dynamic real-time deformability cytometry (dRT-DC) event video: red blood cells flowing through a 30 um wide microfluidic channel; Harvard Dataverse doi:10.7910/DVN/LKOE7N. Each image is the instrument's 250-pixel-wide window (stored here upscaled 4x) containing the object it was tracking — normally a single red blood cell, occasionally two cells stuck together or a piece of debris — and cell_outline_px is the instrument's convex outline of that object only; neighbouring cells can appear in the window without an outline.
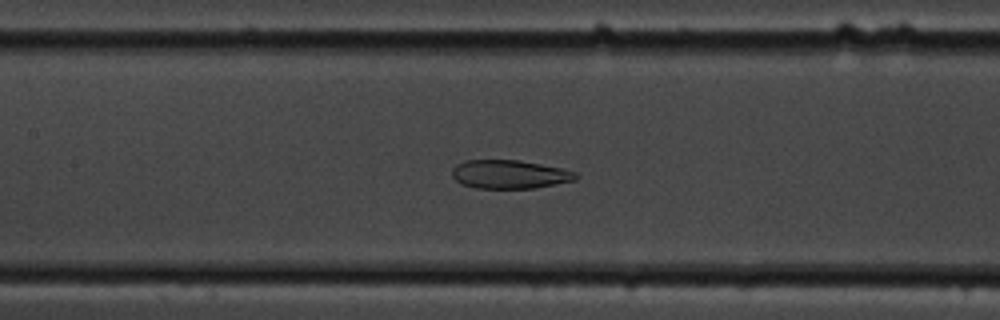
{"species": "common noctule bat (a hibernating species)", "species_latin": "Nyctalus noctula", "temperature_condition": "cold", "stored_images_in_passage": 59, "camera_frame_rate_fps": 3000, "um_per_image_px": 0.085, "animal": {"sex": "male", "body_mass_g": 19.5, "forearm_length_mm": 54.6}, "frame": {"image": 1, "passage_image": 28, "time_ms": 9.0, "image_size_px": [1000, 320], "cell_outline_px": [[580, 176], [576, 180], [536, 188], [476, 188], [460, 184], [452, 176], [452, 168], [456, 164], [464, 160], [520, 160], [560, 168], [576, 172]], "centroid_in_image_um": [43.3, 14.82], "position_along_channel_um": 164.1, "area_um2": 20.75}}
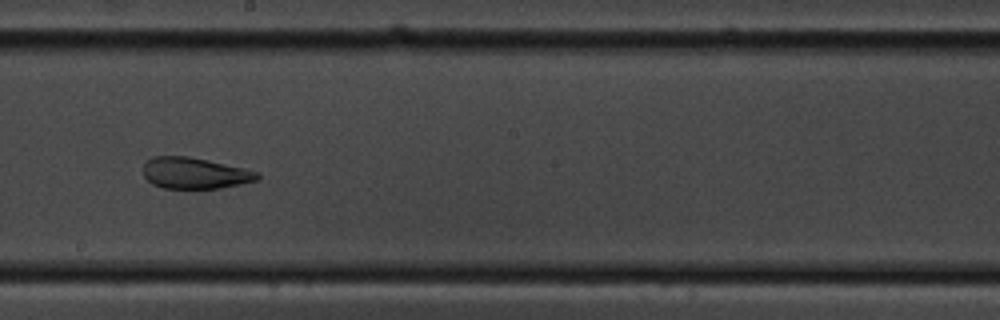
{"frame": {"image": 2, "passage_image": 34, "time_ms": 11.0, "image_size_px": [1000, 320], "cell_outline_px": [[260, 176], [256, 180], [240, 184], [220, 188], [164, 188], [152, 184], [144, 176], [144, 164], [152, 156], [188, 156], [208, 160], [244, 168], [260, 172]], "centroid_in_image_um": [16.56, 14.71], "position_along_channel_um": 231.6, "area_um2": 20.69}}
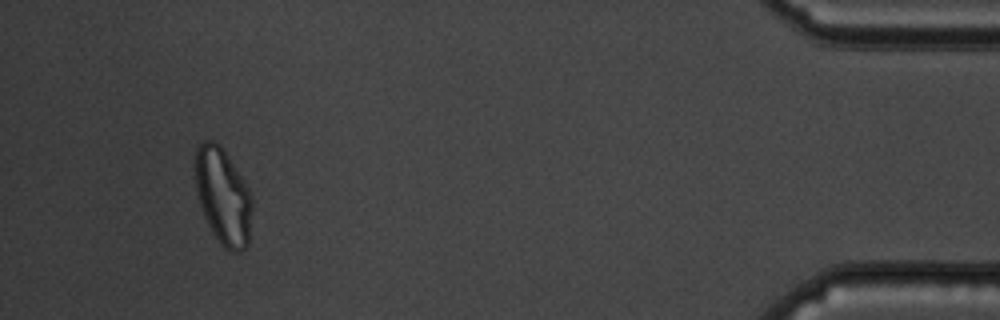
{"frame": {"image": 3, "passage_image": 56, "time_ms": 18.333, "image_size_px": [1000, 320], "cell_outline_px": [[252, 208], [248, 244], [240, 252], [232, 252], [224, 248], [212, 232], [204, 216], [200, 204], [196, 188], [196, 148], [204, 140], [212, 140], [220, 144], [248, 188], [252, 200]], "centroid_in_image_um": [18.96, 16.71], "position_along_channel_um": 416.2, "area_um2": 31.56}, "authors_computed_cell_mechanics": {"area_um2": 28.2064, "velocity_mm_per_s": 3.3906, "shape_relaxation_time_tau1_ms": null, "shape_relaxation_time_tau2_ms": 2.3584, "deformation_change_tau1": null, "deformation_change_tau2": 0.0991}}